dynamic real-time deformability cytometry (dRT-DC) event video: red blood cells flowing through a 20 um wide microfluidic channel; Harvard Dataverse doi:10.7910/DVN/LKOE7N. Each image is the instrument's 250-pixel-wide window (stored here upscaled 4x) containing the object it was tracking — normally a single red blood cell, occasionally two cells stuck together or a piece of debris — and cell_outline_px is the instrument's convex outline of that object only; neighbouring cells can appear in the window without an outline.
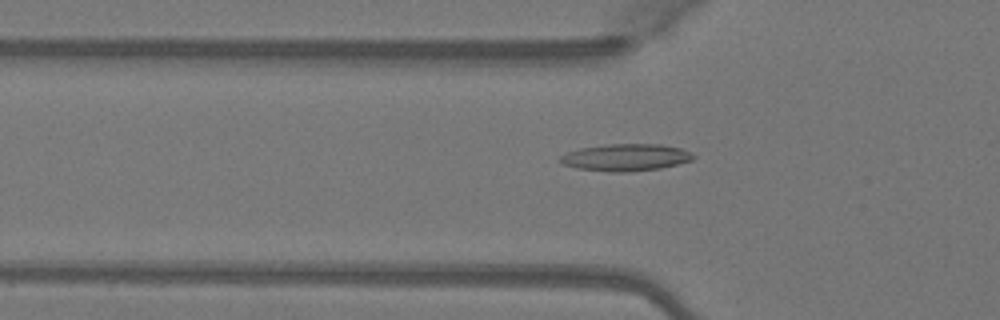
{"species": "Egyptian fruit bat (a non-hibernating species)", "species_latin": "Rousettus aegyptiacus", "temperature_condition": "warm", "stored_images_in_passage": 48, "camera_frame_rate_fps": 3000, "um_per_image_px": 0.085, "animal": {"sex": "female"}, "frame": {"image": 1, "passage_image": 15, "time_ms": 4.667, "image_size_px": [1000, 320], "cell_outline_px": [[696, 156], [692, 160], [660, 168], [628, 172], [608, 172], [576, 168], [560, 164], [560, 156], [568, 152], [580, 148], [608, 144], [660, 144], [680, 148]], "centroid_in_image_um": [53.15, 13.38], "position_along_channel_um": 72.7, "area_um2": 20.92}}
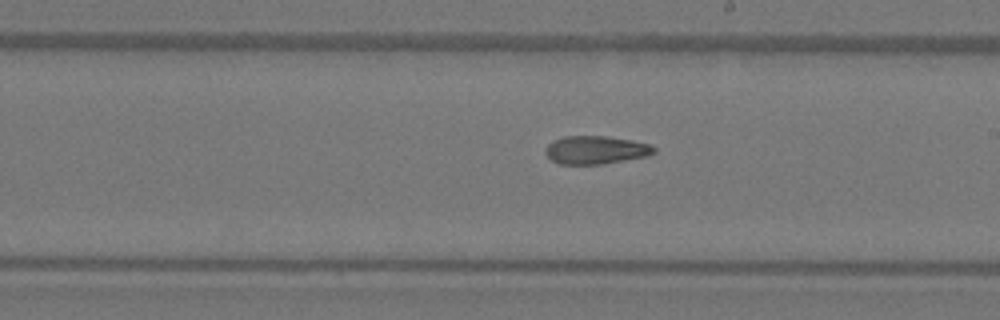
{"frame": {"image": 2, "passage_image": 27, "time_ms": 8.667, "image_size_px": [1000, 320], "cell_outline_px": [[656, 152], [648, 156], [604, 164], [560, 164], [552, 160], [544, 152], [548, 144], [552, 140], [564, 136], [608, 136], [632, 140], [652, 144], [656, 148]], "centroid_in_image_um": [50.67, 12.74], "position_along_channel_um": 238.3, "area_um2": 18.03}}
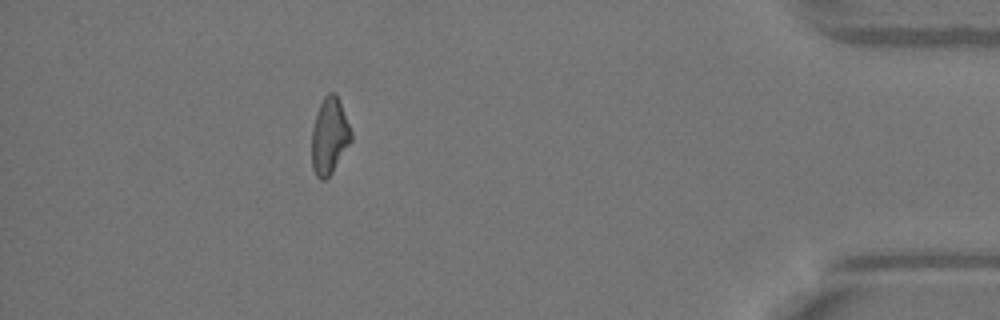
{"frame": {"image": 3, "passage_image": 43, "time_ms": 14.0, "image_size_px": [1000, 320], "cell_outline_px": [[352, 140], [332, 172], [324, 180], [320, 180], [316, 176], [312, 168], [312, 128], [320, 104], [324, 96], [328, 92], [336, 92], [352, 132]], "centroid_in_image_um": [28.0, 11.56], "position_along_channel_um": 407.2, "area_um2": 17.46}, "authors_computed_cell_mechanics": {"area_um2": 18.207, "velocity_mm_per_s": 4.114, "shape_relaxation_time_tau1_ms": null, "shape_relaxation_time_tau2_ms": 5.5054, "deformation_change_tau1": null, "deformation_change_tau2": 0.1481}}